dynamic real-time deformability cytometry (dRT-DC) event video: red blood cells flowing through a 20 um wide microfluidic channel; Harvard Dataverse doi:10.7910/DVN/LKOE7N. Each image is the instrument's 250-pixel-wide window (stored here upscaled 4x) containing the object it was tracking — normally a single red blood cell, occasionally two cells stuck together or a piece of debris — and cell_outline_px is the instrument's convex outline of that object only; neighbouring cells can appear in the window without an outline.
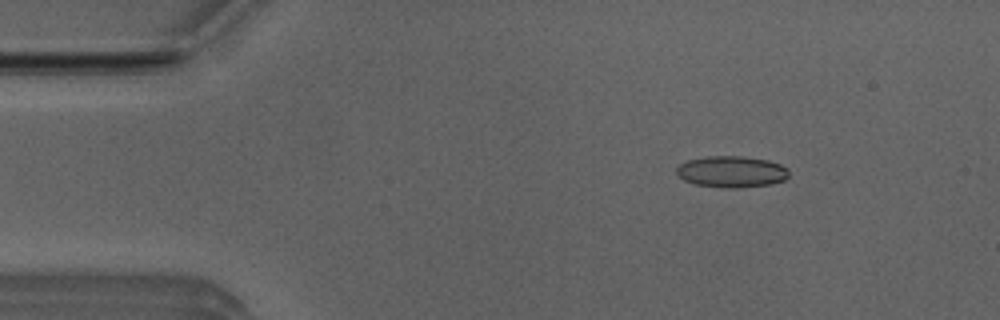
{"species": "Egyptian fruit bat (a non-hibernating species)", "species_latin": "Rousettus aegyptiacus", "temperature_condition": "room temperature", "stored_images_in_passage": 4, "camera_frame_rate_fps": 3000, "um_per_image_px": 0.085, "animal": {"sex": "male"}, "frame": {"image": 1, "passage_image": 2, "time_ms": 0.333, "image_size_px": [1000, 320], "cell_outline_px": [[788, 176], [784, 180], [768, 184], [736, 188], [728, 188], [692, 184], [676, 176], [676, 168], [680, 164], [688, 160], [704, 156], [740, 156], [768, 160], [780, 164], [788, 168]], "centroid_in_image_um": [62.14, 14.59], "position_along_channel_um": 22.9, "area_um2": 20.63}}